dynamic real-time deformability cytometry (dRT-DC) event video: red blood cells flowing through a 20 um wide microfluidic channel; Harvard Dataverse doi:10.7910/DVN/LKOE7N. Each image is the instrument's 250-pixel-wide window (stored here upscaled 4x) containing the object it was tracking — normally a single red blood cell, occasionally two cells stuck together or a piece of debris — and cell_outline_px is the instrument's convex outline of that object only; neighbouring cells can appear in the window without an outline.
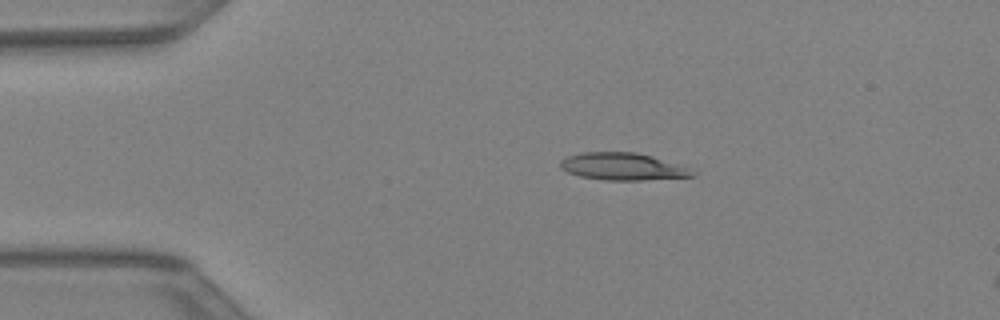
{"species": "Egyptian fruit bat (a non-hibernating species)", "species_latin": "Rousettus aegyptiacus", "temperature_condition": "warm", "stored_images_in_passage": 35, "camera_frame_rate_fps": 3000, "um_per_image_px": 0.085, "animal": {"sex": "female"}, "frame": {"image": 1, "passage_image": 1, "time_ms": 0.0, "image_size_px": [1000, 320], "cell_outline_px": [[696, 176], [644, 180], [604, 180], [580, 176], [568, 172], [560, 168], [560, 160], [568, 156], [580, 152], [636, 152], [652, 156], [696, 172]], "centroid_in_image_um": [52.87, 14.16], "position_along_channel_um": 32.1, "area_um2": 20.75}}
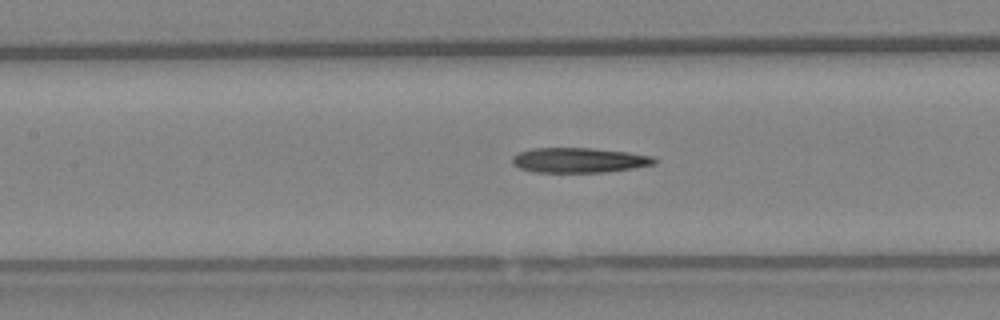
{"frame": {"image": 2, "passage_image": 12, "time_ms": 3.667, "image_size_px": [1000, 320], "cell_outline_px": [[656, 164], [632, 168], [604, 172], [532, 172], [520, 168], [512, 164], [512, 156], [520, 152], [532, 148], [592, 148], [628, 152], [652, 156], [656, 160]], "centroid_in_image_um": [49.2, 13.61], "position_along_channel_um": 158.2, "area_um2": 20.63}}
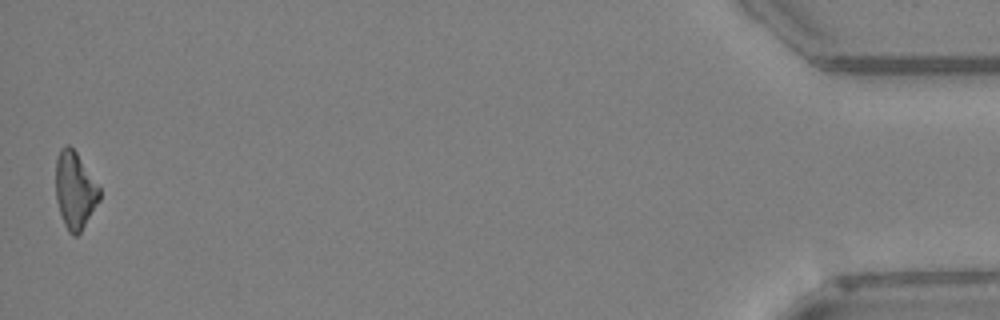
{"frame": {"image": 3, "passage_image": 35, "time_ms": 11.333, "image_size_px": [1000, 320], "cell_outline_px": [[100, 200], [80, 232], [76, 236], [72, 236], [68, 232], [64, 224], [56, 200], [56, 156], [60, 148], [64, 144], [68, 144], [76, 152], [100, 188]], "centroid_in_image_um": [6.35, 16.16], "position_along_channel_um": 428.8, "area_um2": 19.59}}